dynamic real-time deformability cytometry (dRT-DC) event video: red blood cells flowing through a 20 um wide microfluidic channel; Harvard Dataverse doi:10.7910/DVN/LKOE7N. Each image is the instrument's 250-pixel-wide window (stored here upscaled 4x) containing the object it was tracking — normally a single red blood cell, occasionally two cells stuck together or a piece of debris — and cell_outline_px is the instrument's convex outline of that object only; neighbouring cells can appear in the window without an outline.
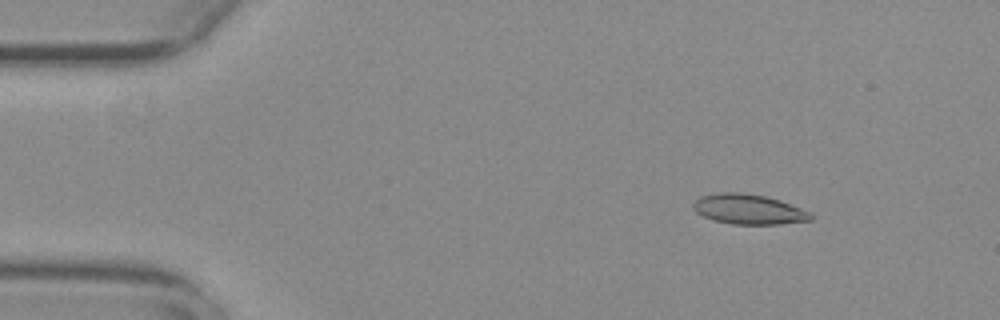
{"species": "common noctule bat (a hibernating species)", "species_latin": "Nyctalus noctula", "temperature_condition": "warm", "stored_images_in_passage": 48, "camera_frame_rate_fps": 3000, "um_per_image_px": 0.085, "animal": {"sex": "female", "body_mass_g": 29.2, "forearm_length_mm": 56.3}, "frame": {"image": 1, "passage_image": 1, "time_ms": 0.0, "image_size_px": [1000, 320], "cell_outline_px": [[812, 220], [780, 224], [732, 224], [712, 220], [696, 212], [692, 208], [692, 204], [700, 196], [720, 192], [740, 192], [768, 196], [780, 200], [812, 212]], "centroid_in_image_um": [63.64, 17.78], "position_along_channel_um": 21.4, "area_um2": 20.75}}
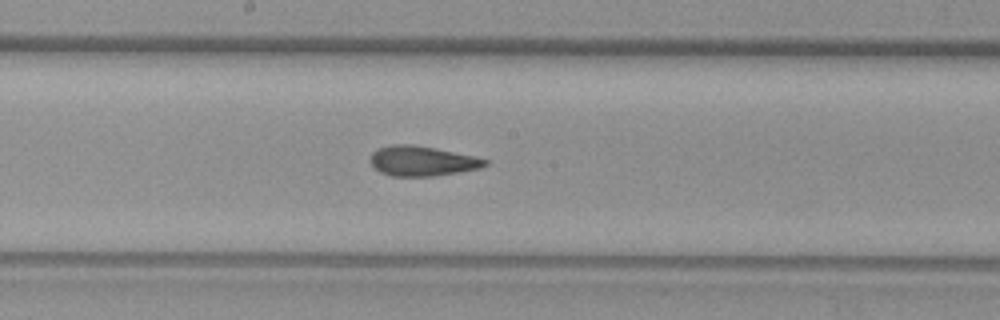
{"frame": {"image": 2, "passage_image": 23, "time_ms": 7.333, "image_size_px": [1000, 320], "cell_outline_px": [[488, 164], [480, 168], [432, 176], [392, 176], [380, 172], [368, 160], [372, 152], [380, 148], [392, 144], [412, 144], [436, 148], [472, 156], [488, 160]], "centroid_in_image_um": [35.84, 13.68], "position_along_channel_um": 212.4, "area_um2": 19.83}}
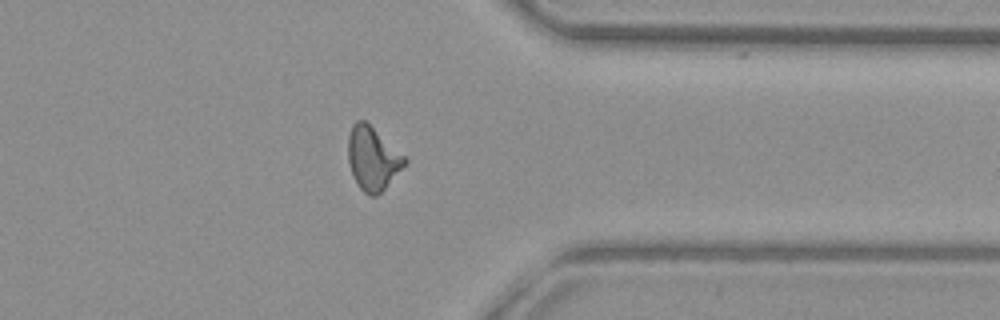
{"frame": {"image": 3, "passage_image": 37, "time_ms": 12.0, "image_size_px": [1000, 320], "cell_outline_px": [[408, 164], [376, 196], [368, 196], [360, 188], [352, 176], [348, 160], [348, 136], [352, 124], [356, 120], [364, 120], [404, 156], [408, 160]], "centroid_in_image_um": [31.66, 13.49], "position_along_channel_um": 379.7, "area_um2": 20.75}}